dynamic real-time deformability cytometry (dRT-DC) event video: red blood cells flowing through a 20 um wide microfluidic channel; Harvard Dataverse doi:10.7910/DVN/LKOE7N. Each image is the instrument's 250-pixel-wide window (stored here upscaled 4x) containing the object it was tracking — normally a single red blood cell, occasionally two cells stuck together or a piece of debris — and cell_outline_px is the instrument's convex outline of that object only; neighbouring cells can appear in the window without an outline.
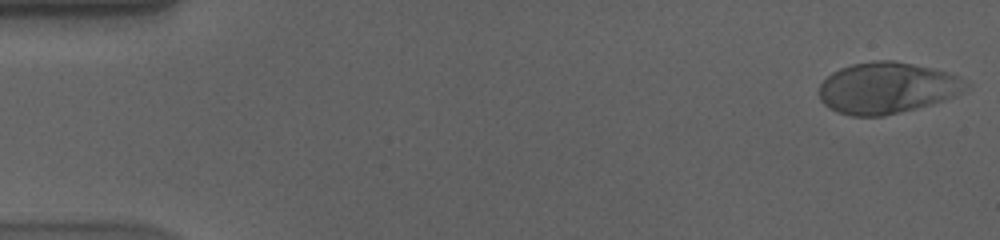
{"species": "human", "species_latin": "Homo sapiens", "temperature_condition": "cold", "stored_images_in_passage": 57, "camera_frame_rate_fps": 3000, "um_per_image_px": 0.085, "donor": {"sex": "male"}, "frame": {"image": 1, "passage_image": 1, "time_ms": 0.0, "image_size_px": [1000, 240], "cell_outline_px": [[972, 84], [968, 88], [944, 100], [916, 108], [884, 116], [852, 116], [836, 112], [828, 108], [820, 100], [820, 84], [832, 72], [840, 68], [852, 64], [876, 60], [892, 60], [932, 68], [948, 72]], "centroid_in_image_um": [75.37, 7.47], "position_along_channel_um": 9.6, "area_um2": 43.75}}
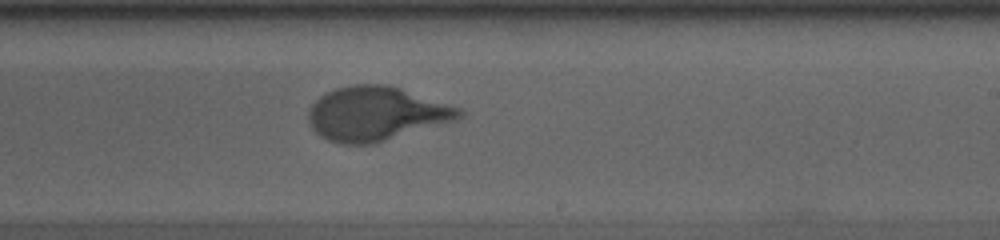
{"frame": {"image": 2, "passage_image": 34, "time_ms": 11.0, "image_size_px": [1000, 240], "cell_outline_px": [[464, 116], [456, 120], [372, 144], [340, 144], [328, 140], [320, 136], [312, 128], [308, 120], [308, 112], [312, 104], [320, 96], [336, 88], [352, 84], [384, 84], [400, 88], [460, 108], [464, 112]], "centroid_in_image_um": [31.95, 9.67], "position_along_channel_um": 257.1, "area_um2": 47.22}}
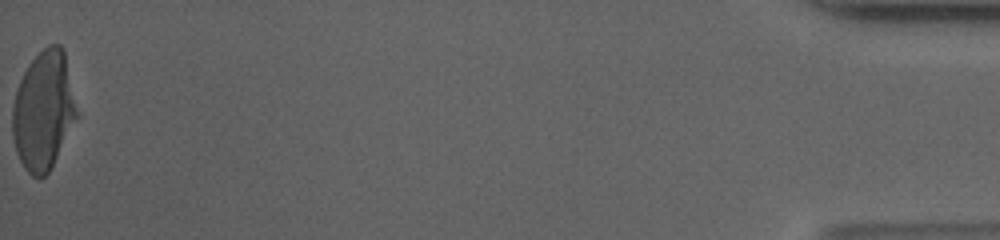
{"frame": {"image": 3, "passage_image": 57, "time_ms": 18.667, "image_size_px": [1000, 240], "cell_outline_px": [[80, 116], [48, 172], [40, 180], [32, 176], [24, 168], [16, 152], [12, 136], [12, 108], [16, 92], [20, 80], [28, 64], [48, 44], [60, 44], [64, 48]], "centroid_in_image_um": [3.73, 9.4], "position_along_channel_um": 431.5, "area_um2": 45.14}, "authors_computed_cell_mechanics": {"area_um2": 45.4308, "velocity_mm_per_s": 3.5432, "shape_relaxation_time_tau1_ms": 4.6469, "shape_relaxation_time_tau2_ms": null, "deformation_change_tau1": 0.1908, "deformation_change_tau2": null}}